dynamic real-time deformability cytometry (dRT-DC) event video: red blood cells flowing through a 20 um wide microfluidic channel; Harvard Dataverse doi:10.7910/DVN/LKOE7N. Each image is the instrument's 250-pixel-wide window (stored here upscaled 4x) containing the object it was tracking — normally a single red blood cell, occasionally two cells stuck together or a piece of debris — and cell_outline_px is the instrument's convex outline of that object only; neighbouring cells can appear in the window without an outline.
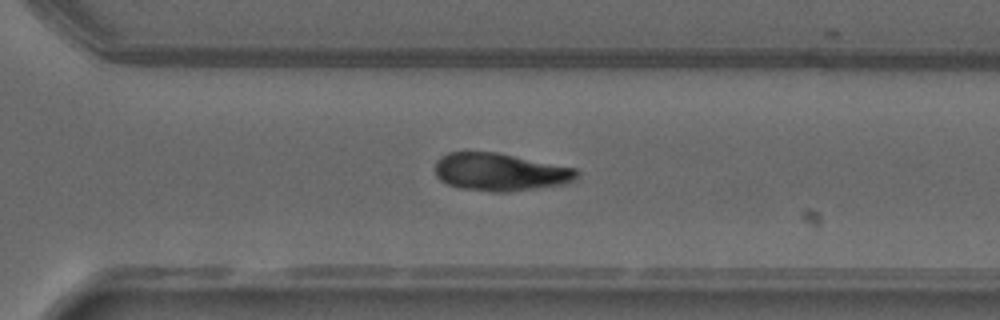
{"species": "common noctule bat (a hibernating species)", "species_latin": "Nyctalus noctula", "temperature_condition": "warm", "stored_images_in_passage": 53, "camera_frame_rate_fps": 3000, "um_per_image_px": 0.085, "animal": {"sex": "male", "forearm_length_mm": 52.5}, "frame": {"image": 1, "passage_image": 37, "time_ms": 12.0, "image_size_px": [1000, 320], "cell_outline_px": [[580, 172], [576, 180], [564, 184], [508, 192], [492, 192], [460, 188], [448, 184], [440, 180], [436, 176], [436, 160], [440, 156], [448, 152], [496, 152], [576, 168]], "centroid_in_image_um": [42.52, 14.62], "position_along_channel_um": 328.1, "area_um2": 31.27}}
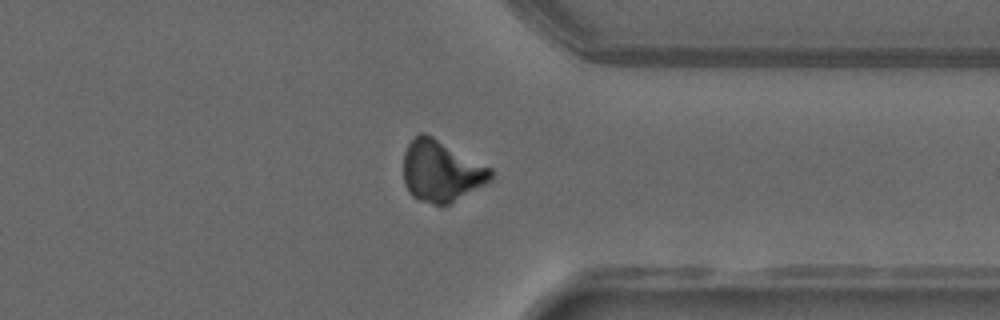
{"frame": {"image": 2, "passage_image": 41, "time_ms": 13.333, "image_size_px": [1000, 320], "cell_outline_px": [[492, 180], [444, 208], [420, 200], [412, 196], [408, 192], [404, 184], [404, 152], [408, 144], [420, 132], [424, 132], [432, 136], [492, 168]], "centroid_in_image_um": [37.5, 14.58], "position_along_channel_um": 373.9, "area_um2": 31.44}}
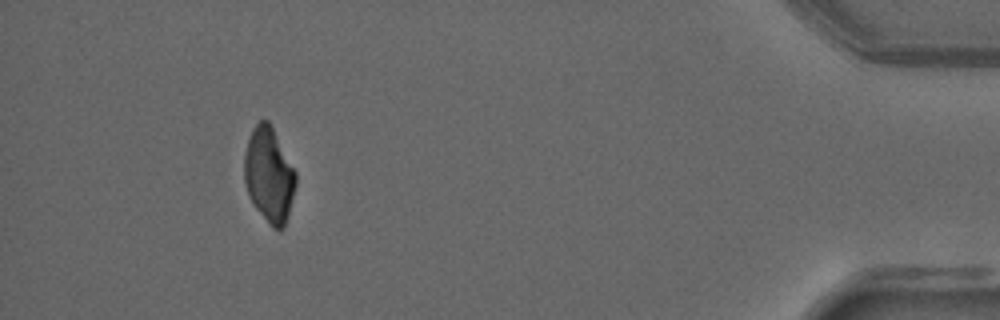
{"frame": {"image": 3, "passage_image": 49, "time_ms": 16.0, "image_size_px": [1000, 320], "cell_outline_px": [[296, 184], [288, 216], [284, 228], [272, 228], [252, 204], [248, 196], [244, 180], [244, 152], [252, 128], [260, 120], [268, 120], [296, 172]], "centroid_in_image_um": [22.85, 14.89], "position_along_channel_um": 412.4, "area_um2": 28.44}}